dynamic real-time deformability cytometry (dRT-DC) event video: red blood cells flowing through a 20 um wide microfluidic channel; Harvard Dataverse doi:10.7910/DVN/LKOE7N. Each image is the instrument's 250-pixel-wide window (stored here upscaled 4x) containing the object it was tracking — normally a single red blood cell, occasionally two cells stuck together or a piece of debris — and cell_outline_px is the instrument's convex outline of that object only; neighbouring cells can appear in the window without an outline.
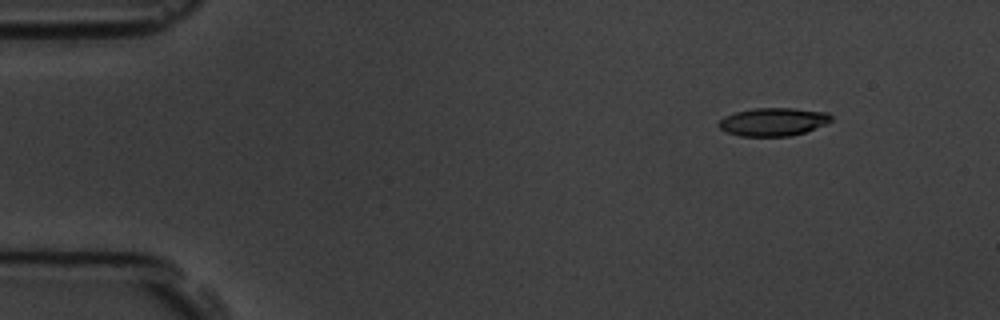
{"species": "common noctule bat (a hibernating species)", "species_latin": "Nyctalus noctula", "temperature_condition": "room temperature", "stored_images_in_passage": 3, "camera_frame_rate_fps": 3000, "um_per_image_px": 0.085, "animal": {"sex": "male", "body_mass_g": 19.5, "forearm_length_mm": 54.6}, "frame": {"image": 1, "passage_image": 1, "time_ms": 0.0, "image_size_px": [1000, 320], "cell_outline_px": [[832, 120], [824, 124], [804, 132], [788, 136], [740, 136], [724, 132], [716, 124], [724, 116], [736, 112], [752, 108], [792, 108], [828, 112], [832, 116]], "centroid_in_image_um": [65.67, 10.35], "position_along_channel_um": 19.3, "area_um2": 18.44}}
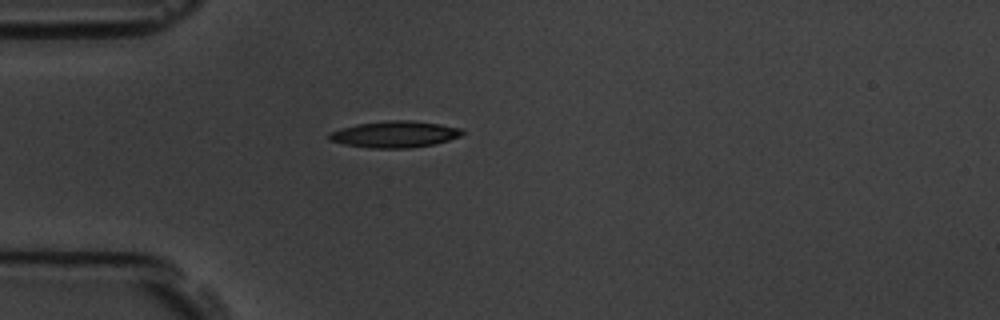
{"frame": {"image": 2, "passage_image": 3, "time_ms": 3.0, "image_size_px": [1000, 320], "cell_outline_px": [[464, 132], [460, 136], [448, 140], [432, 144], [408, 148], [372, 148], [344, 144], [328, 140], [328, 132], [340, 128], [356, 124], [388, 120], [412, 120], [440, 124], [460, 128]], "centroid_in_image_um": [33.5, 11.4], "position_along_channel_um": 51.5, "area_um2": 20.52}}